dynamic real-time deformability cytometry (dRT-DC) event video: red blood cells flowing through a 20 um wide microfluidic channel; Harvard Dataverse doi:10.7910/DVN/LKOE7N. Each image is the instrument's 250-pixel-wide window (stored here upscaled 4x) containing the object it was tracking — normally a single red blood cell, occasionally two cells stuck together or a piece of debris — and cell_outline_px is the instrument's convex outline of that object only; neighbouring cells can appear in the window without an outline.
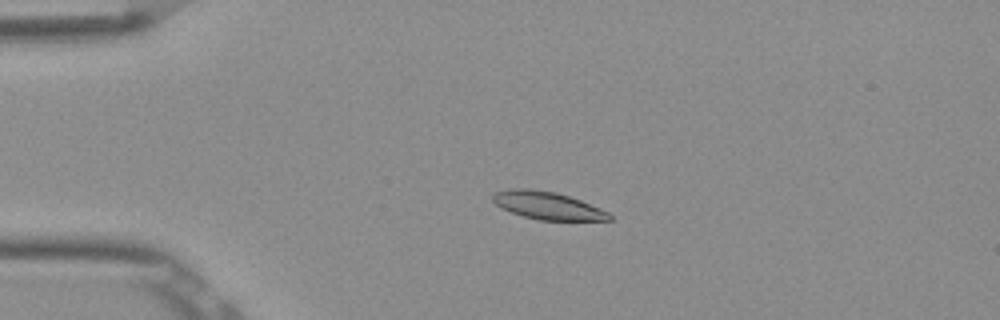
{"species": "Egyptian fruit bat (a non-hibernating species)", "species_latin": "Rousettus aegyptiacus", "temperature_condition": "room temperature", "stored_images_in_passage": 5, "camera_frame_rate_fps": 3000, "um_per_image_px": 0.085, "frame": {"image": 1, "passage_image": 4, "time_ms": 1.0, "image_size_px": [1000, 320], "cell_outline_px": [[612, 220], [540, 220], [524, 216], [512, 212], [496, 204], [492, 200], [492, 192], [508, 188], [528, 188], [556, 192], [580, 200], [600, 208], [608, 212], [612, 216]], "centroid_in_image_um": [46.52, 17.45], "position_along_channel_um": 38.5, "area_um2": 18.73}}